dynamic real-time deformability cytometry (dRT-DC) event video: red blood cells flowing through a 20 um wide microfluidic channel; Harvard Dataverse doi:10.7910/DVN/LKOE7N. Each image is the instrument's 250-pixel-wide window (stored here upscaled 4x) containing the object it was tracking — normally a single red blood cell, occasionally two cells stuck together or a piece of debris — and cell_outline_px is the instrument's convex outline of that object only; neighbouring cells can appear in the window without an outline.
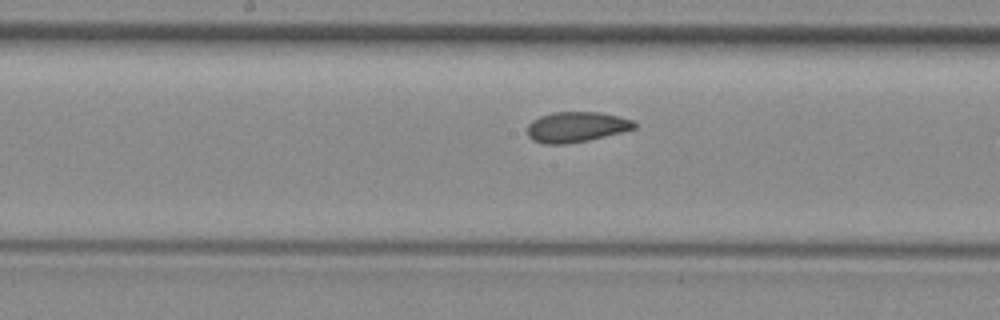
{"species": "common noctule bat (a hibernating species)", "species_latin": "Nyctalus noctula", "temperature_condition": "room temperature", "stored_images_in_passage": 10, "camera_frame_rate_fps": 3000, "um_per_image_px": 0.085, "animal": {"sex": "female", "body_mass_g": 29.2, "forearm_length_mm": 56.3}, "frame": {"image": 1, "passage_image": 9, "time_ms": 10.333, "image_size_px": [1000, 320], "cell_outline_px": [[636, 128], [588, 140], [564, 144], [544, 144], [532, 140], [528, 136], [528, 124], [532, 120], [540, 116], [552, 112], [596, 112], [620, 116], [636, 120]], "centroid_in_image_um": [48.99, 10.78], "position_along_channel_um": 199.2, "area_um2": 18.96}}
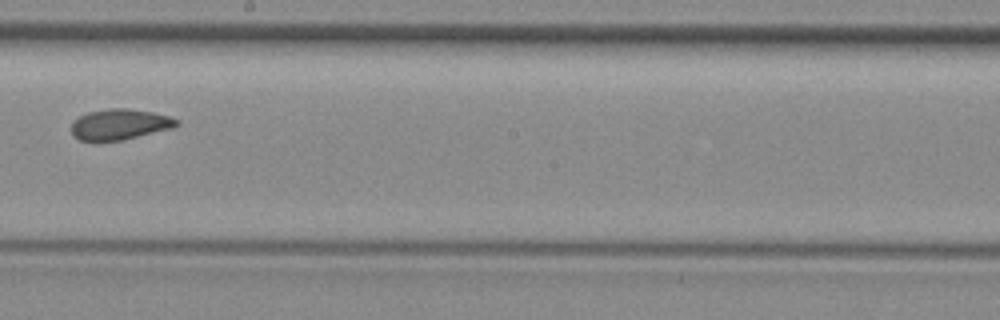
{"frame": {"image": 2, "passage_image": 10, "time_ms": 11.333, "image_size_px": [1000, 320], "cell_outline_px": [[180, 124], [172, 128], [124, 140], [96, 144], [80, 140], [72, 136], [72, 124], [80, 116], [88, 112], [108, 108], [128, 108], [152, 112], [168, 116], [180, 120]], "centroid_in_image_um": [10.15, 10.61], "position_along_channel_um": 238.0, "area_um2": 19.36}}